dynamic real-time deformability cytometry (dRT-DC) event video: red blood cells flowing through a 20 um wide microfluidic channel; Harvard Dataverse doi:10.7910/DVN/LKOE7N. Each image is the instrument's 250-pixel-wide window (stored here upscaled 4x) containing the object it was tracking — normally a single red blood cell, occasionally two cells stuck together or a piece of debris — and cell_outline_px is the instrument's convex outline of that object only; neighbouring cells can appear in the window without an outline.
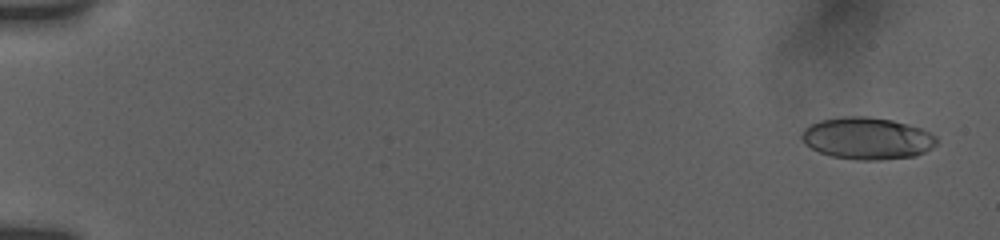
{"species": "human", "species_latin": "Homo sapiens", "temperature_condition": "room temperature", "stored_images_in_passage": 18, "camera_frame_rate_fps": 3000, "um_per_image_px": 0.085, "donor": {"sex": "female"}, "frame": {"image": 1, "passage_image": 2, "time_ms": 0.667, "image_size_px": [1000, 240], "cell_outline_px": [[936, 144], [932, 148], [916, 156], [880, 160], [856, 160], [832, 156], [820, 152], [804, 144], [800, 136], [804, 128], [808, 124], [820, 120], [844, 116], [868, 116], [892, 120], [908, 124], [932, 132], [936, 136]], "centroid_in_image_um": [73.7, 11.75], "position_along_channel_um": 11.3, "area_um2": 33.29}}
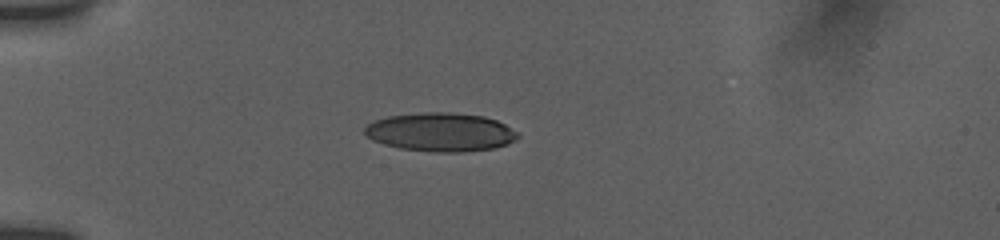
{"frame": {"image": 2, "passage_image": 14, "time_ms": 5.333, "image_size_px": [1000, 240], "cell_outline_px": [[520, 136], [516, 140], [508, 144], [496, 148], [460, 152], [436, 152], [400, 148], [384, 144], [372, 140], [364, 132], [364, 128], [372, 120], [388, 116], [424, 112], [452, 112], [484, 116], [496, 120], [520, 132]], "centroid_in_image_um": [37.48, 11.22], "position_along_channel_um": 47.5, "area_um2": 34.74}}
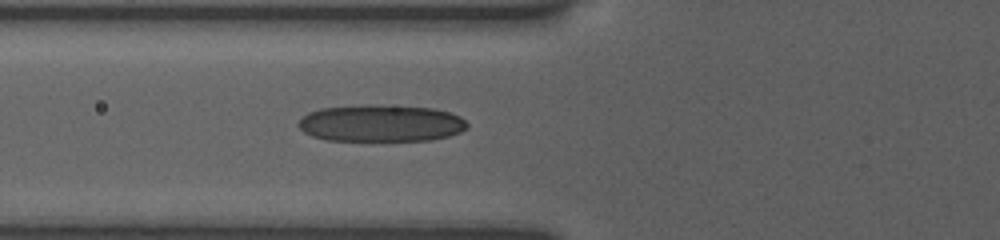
{"frame": {"image": 3, "passage_image": 18, "time_ms": 7.333, "image_size_px": [1000, 240], "cell_outline_px": [[468, 128], [460, 132], [448, 136], [432, 140], [372, 144], [324, 140], [312, 136], [304, 132], [296, 124], [308, 112], [320, 108], [360, 104], [376, 104], [432, 108], [448, 112], [460, 116], [468, 124]], "centroid_in_image_um": [32.34, 10.52], "position_along_channel_um": 93.5, "area_um2": 38.15}}